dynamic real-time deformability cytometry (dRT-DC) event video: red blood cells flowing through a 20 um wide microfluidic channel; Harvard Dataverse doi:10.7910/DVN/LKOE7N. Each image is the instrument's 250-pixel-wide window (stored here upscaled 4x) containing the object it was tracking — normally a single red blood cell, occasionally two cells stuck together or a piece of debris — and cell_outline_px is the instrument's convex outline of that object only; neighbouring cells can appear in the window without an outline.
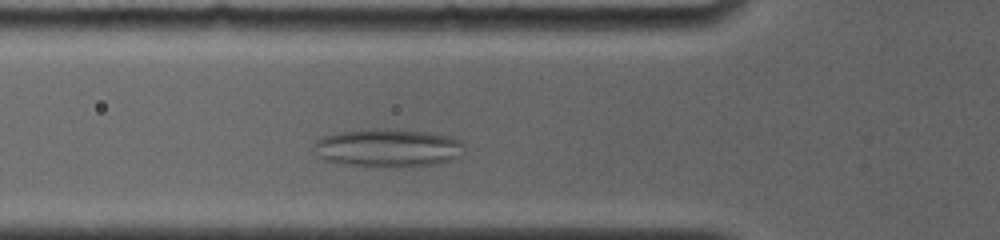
{"species": "common noctule bat (a hibernating species)", "species_latin": "Nyctalus noctula", "temperature_condition": "room temperature", "stored_images_in_passage": 56, "camera_frame_rate_fps": 4000, "um_per_image_px": 0.085, "animal": {"sex": "female", "body_mass_g": 19.0, "forearm_length_mm": 56.7}, "frame": {"image": 1, "passage_image": 12, "time_ms": 2.5, "image_size_px": [1000, 240], "cell_outline_px": [[464, 144], [460, 156], [452, 160], [436, 164], [348, 164], [324, 160], [312, 148], [312, 144], [316, 140], [324, 136], [336, 132], [368, 128], [396, 128], [428, 132], [452, 136], [460, 140]], "centroid_in_image_um": [32.97, 12.49], "position_along_channel_um": 92.8, "area_um2": 32.89}}
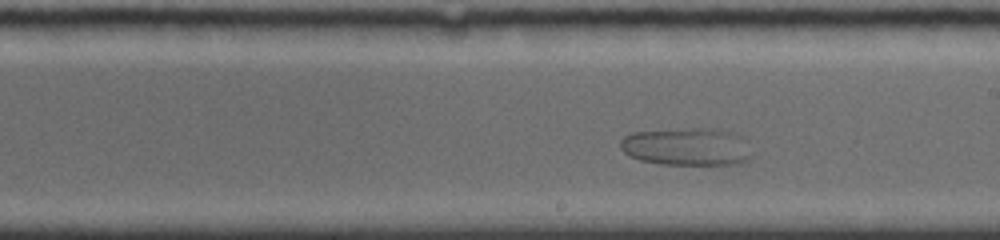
{"frame": {"image": 2, "passage_image": 34, "time_ms": 6.5, "image_size_px": [1000, 240], "cell_outline_px": [[752, 156], [748, 160], [740, 164], [660, 164], [640, 160], [628, 156], [620, 148], [620, 140], [624, 136], [632, 132], [692, 128], [712, 128], [736, 132], [740, 136]], "centroid_in_image_um": [58.35, 12.47], "position_along_channel_um": 230.7, "area_um2": 28.96}}
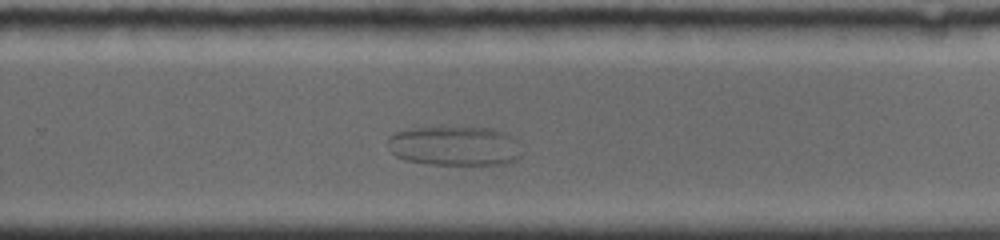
{"frame": {"image": 3, "passage_image": 43, "time_ms": 8.25, "image_size_px": [1000, 240], "cell_outline_px": [[520, 156], [516, 160], [504, 164], [432, 164], [404, 160], [396, 156], [392, 152], [388, 140], [388, 136], [396, 132], [408, 128], [488, 128], [512, 136], [516, 140]], "centroid_in_image_um": [38.61, 12.41], "position_along_channel_um": 291.2, "area_um2": 30.35}}